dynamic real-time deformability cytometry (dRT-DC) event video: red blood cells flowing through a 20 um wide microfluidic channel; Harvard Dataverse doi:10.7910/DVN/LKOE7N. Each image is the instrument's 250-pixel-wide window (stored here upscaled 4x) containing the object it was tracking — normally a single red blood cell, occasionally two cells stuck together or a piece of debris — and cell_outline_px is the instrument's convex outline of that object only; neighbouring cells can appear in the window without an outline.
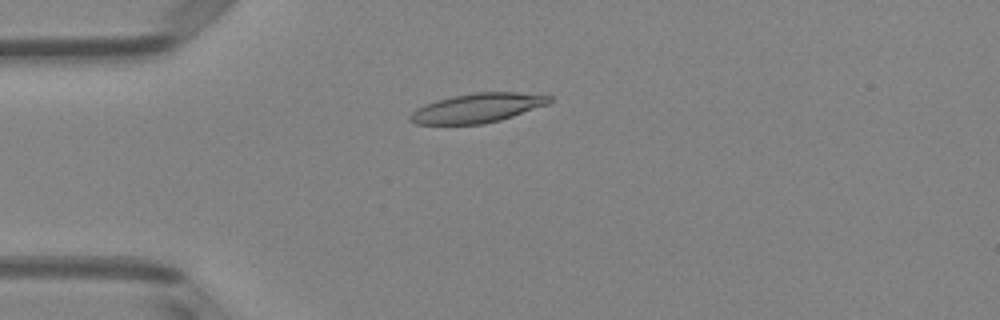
{"species": "Egyptian fruit bat (a non-hibernating species)", "species_latin": "Rousettus aegyptiacus", "temperature_condition": "room temperature", "stored_images_in_passage": 33, "camera_frame_rate_fps": 3000, "um_per_image_px": 0.085, "animal": {"sex": "female"}, "frame": {"image": 1, "passage_image": 2, "time_ms": 0.333, "image_size_px": [1000, 320], "cell_outline_px": [[552, 100], [548, 104], [500, 120], [480, 124], [416, 124], [408, 120], [408, 116], [416, 108], [436, 100], [452, 96], [476, 92], [516, 92], [552, 96]], "centroid_in_image_um": [40.55, 9.17], "position_along_channel_um": 44.5, "area_um2": 23.64}}
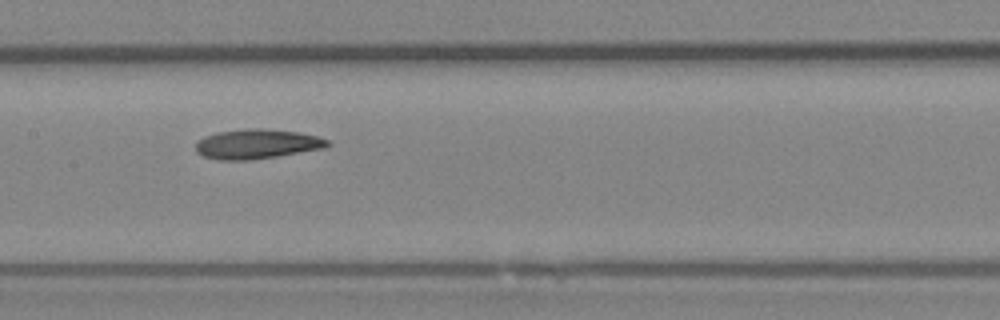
{"frame": {"image": 2, "passage_image": 14, "time_ms": 4.333, "image_size_px": [1000, 320], "cell_outline_px": [[332, 144], [324, 148], [276, 156], [248, 160], [220, 160], [204, 156], [196, 152], [196, 144], [204, 136], [216, 132], [248, 128], [264, 128], [296, 132], [316, 136], [328, 140]], "centroid_in_image_um": [21.83, 12.23], "position_along_channel_um": 185.6, "area_um2": 22.6}}
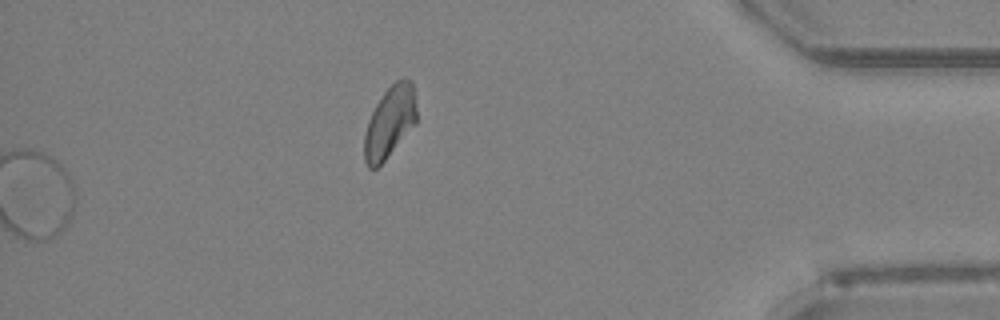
{"frame": {"image": 3, "passage_image": 33, "time_ms": 10.667, "image_size_px": [1000, 320], "cell_outline_px": [[416, 124], [384, 160], [376, 168], [368, 168], [364, 160], [364, 136], [368, 120], [376, 104], [384, 92], [396, 80], [404, 76], [412, 80], [416, 108]], "centroid_in_image_um": [33.13, 10.35], "position_along_channel_um": 402.1, "area_um2": 21.73}, "authors_computed_cell_mechanics": {"area_um2": 22.9466, "velocity_mm_per_s": 4.0505, "shape_relaxation_time_tau1_ms": null, "shape_relaxation_time_tau2_ms": 5.6333, "deformation_change_tau1": null, "deformation_change_tau2": 0.1367}}